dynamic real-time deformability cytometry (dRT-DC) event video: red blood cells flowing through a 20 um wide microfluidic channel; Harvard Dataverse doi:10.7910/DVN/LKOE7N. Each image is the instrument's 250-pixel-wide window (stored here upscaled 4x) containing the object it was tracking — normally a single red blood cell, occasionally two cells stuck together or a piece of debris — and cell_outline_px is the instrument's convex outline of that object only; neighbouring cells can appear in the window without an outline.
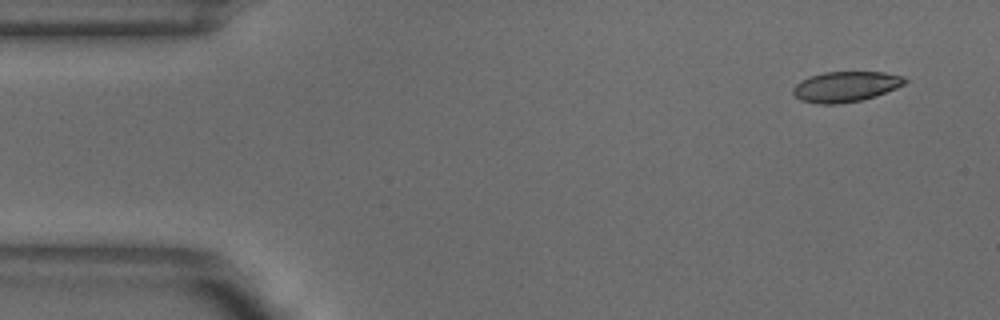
{"species": "common noctule bat (a hibernating species)", "species_latin": "Nyctalus noctula", "temperature_condition": "warm", "stored_images_in_passage": 4, "camera_frame_rate_fps": 3000, "um_per_image_px": 0.085, "animal": {"sex": "male", "body_mass_g": 18.8}, "frame": {"image": 1, "passage_image": 1, "time_ms": 0.0, "image_size_px": [1000, 320], "cell_outline_px": [[908, 80], [904, 84], [896, 88], [876, 96], [860, 100], [836, 104], [820, 104], [800, 100], [792, 92], [792, 88], [800, 80], [808, 76], [824, 72], [884, 72], [904, 76]], "centroid_in_image_um": [71.87, 7.35], "position_along_channel_um": 13.1, "area_um2": 19.88}}
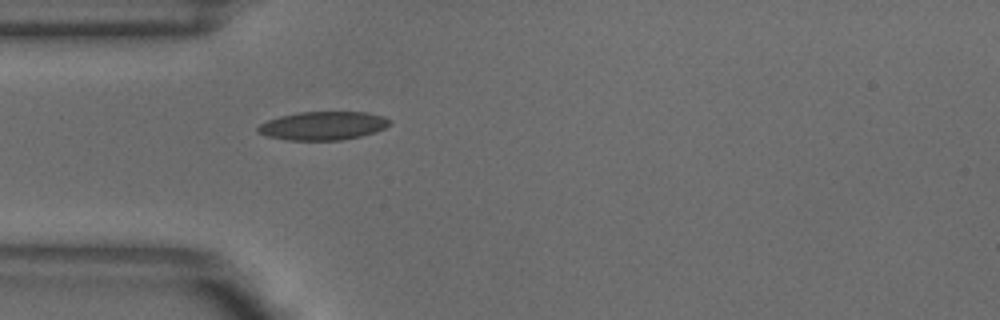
{"frame": {"image": 2, "passage_image": 4, "time_ms": 1.0, "image_size_px": [1000, 320], "cell_outline_px": [[392, 120], [384, 128], [376, 132], [360, 136], [340, 140], [288, 140], [264, 136], [256, 132], [256, 128], [260, 124], [268, 120], [280, 116], [300, 112], [368, 112], [384, 116]], "centroid_in_image_um": [27.43, 10.69], "position_along_channel_um": 57.6, "area_um2": 21.96}}